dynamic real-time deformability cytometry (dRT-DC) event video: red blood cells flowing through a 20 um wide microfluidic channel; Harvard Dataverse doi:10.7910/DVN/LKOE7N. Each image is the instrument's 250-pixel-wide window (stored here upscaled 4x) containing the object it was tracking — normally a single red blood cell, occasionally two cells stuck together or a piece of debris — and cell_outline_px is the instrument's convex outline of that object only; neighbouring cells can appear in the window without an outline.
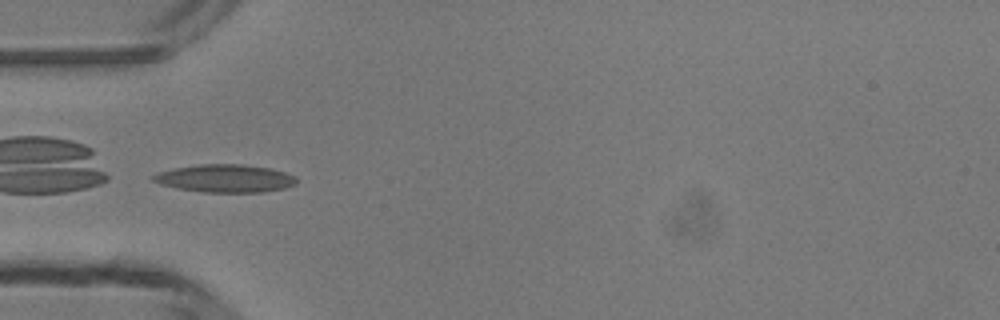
{"species": "common noctule bat (a hibernating species)", "species_latin": "Nyctalus noctula", "temperature_condition": "room temperature", "stored_images_in_passage": 32, "camera_frame_rate_fps": 3000, "um_per_image_px": 0.085, "animal": {"sex": "male", "body_mass_g": 13.3}, "frame": {"image": 1, "passage_image": 1, "time_ms": 0.0, "image_size_px": [1000, 320], "cell_outline_px": [[296, 184], [284, 188], [260, 192], [204, 192], [176, 188], [160, 184], [152, 180], [152, 176], [160, 172], [176, 168], [200, 164], [240, 164], [268, 168], [284, 172], [296, 176]], "centroid_in_image_um": [19.14, 15.17], "position_along_channel_um": 65.9, "area_um2": 23.0}}
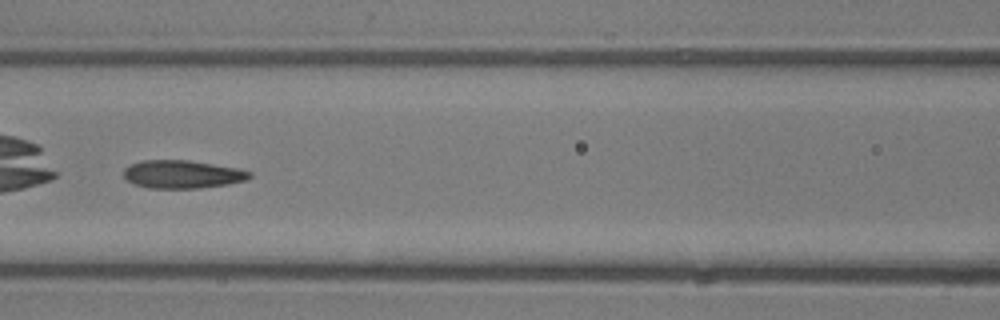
{"frame": {"image": 2, "passage_image": 7, "time_ms": 2.0, "image_size_px": [1000, 320], "cell_outline_px": [[252, 176], [244, 180], [228, 184], [200, 188], [148, 188], [136, 184], [128, 180], [124, 176], [124, 168], [140, 160], [188, 160], [236, 168], [252, 172]], "centroid_in_image_um": [15.49, 14.81], "position_along_channel_um": 151.1, "area_um2": 20.4}}
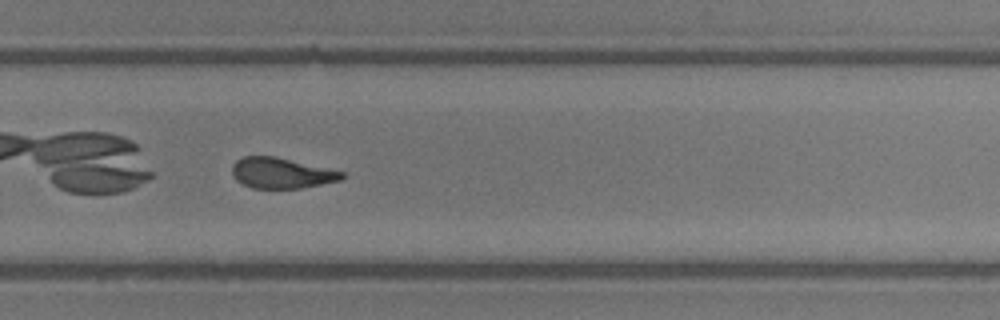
{"frame": {"image": 3, "passage_image": 18, "time_ms": 5.667, "image_size_px": [1000, 320], "cell_outline_px": [[344, 176], [340, 180], [300, 188], [252, 188], [236, 180], [232, 172], [232, 164], [236, 160], [244, 156], [276, 156], [344, 172]], "centroid_in_image_um": [23.89, 14.7], "position_along_channel_um": 305.9, "area_um2": 19.42}, "authors_computed_cell_mechanics": {"area_um2": 20.4323, "velocity_mm_per_s": 4.2274, "shape_relaxation_time_tau1_ms": 4.4314, "shape_relaxation_time_tau2_ms": 2.0775, "deformation_change_tau1": 0.184, "deformation_change_tau2": 0.1096}}